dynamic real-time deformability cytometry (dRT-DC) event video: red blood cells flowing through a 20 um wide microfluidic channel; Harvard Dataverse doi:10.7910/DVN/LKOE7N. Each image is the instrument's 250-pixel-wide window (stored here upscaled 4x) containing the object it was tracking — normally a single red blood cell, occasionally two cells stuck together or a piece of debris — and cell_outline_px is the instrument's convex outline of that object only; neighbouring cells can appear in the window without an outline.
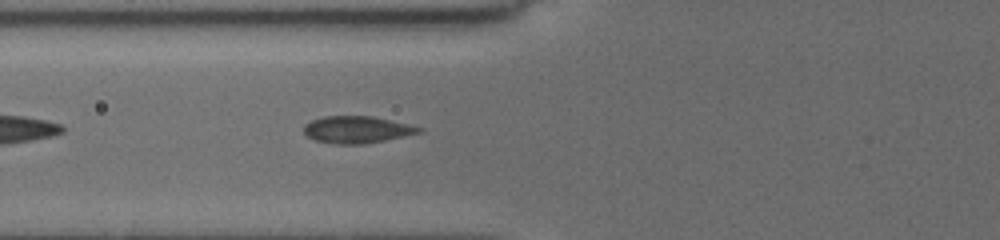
{"species": "common noctule bat (a hibernating species)", "species_latin": "Nyctalus noctula", "temperature_condition": "cold", "stored_images_in_passage": 15, "segment_of_instrument_passage": [2, 2], "camera_frame_rate_fps": 3000, "um_per_image_px": 0.085, "animal": {"sex": "female", "body_mass_g": 19.5, "forearm_length_mm": 54.1}, "frame": {"image": 1, "passage_image": 15, "time_ms": 8.0, "image_size_px": [1000, 240], "cell_outline_px": [[424, 132], [364, 144], [336, 144], [316, 140], [308, 136], [304, 132], [304, 124], [312, 120], [324, 116], [372, 116], [408, 124], [424, 128]], "centroid_in_image_um": [30.36, 11.01], "position_along_channel_um": 95.4, "area_um2": 18.03}}